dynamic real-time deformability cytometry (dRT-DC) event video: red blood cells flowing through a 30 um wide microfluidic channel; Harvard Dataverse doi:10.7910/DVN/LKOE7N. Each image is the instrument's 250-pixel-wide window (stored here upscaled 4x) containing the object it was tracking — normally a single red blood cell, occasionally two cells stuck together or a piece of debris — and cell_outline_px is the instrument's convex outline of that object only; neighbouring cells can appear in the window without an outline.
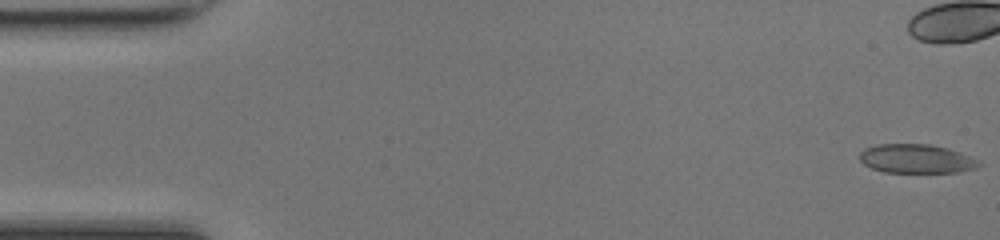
{"species": "common noctule bat (a hibernating species)", "species_latin": "Nyctalus noctula", "temperature_condition": "room temperature", "stored_images_in_passage": 49, "camera_frame_rate_fps": 3000, "um_per_image_px": 0.085, "animal": {"sex": "female", "body_mass_g": 17.0, "forearm_length_mm": 48.0}, "frame": {"image": 1, "passage_image": 1, "time_ms": 0.0, "image_size_px": [1000, 240], "cell_outline_px": [[984, 164], [976, 168], [960, 172], [884, 172], [872, 168], [864, 164], [860, 160], [860, 152], [864, 148], [876, 144], [928, 144], [948, 148], [960, 152], [980, 160]], "centroid_in_image_um": [77.92, 13.49], "position_along_channel_um": 7.1, "area_um2": 20.29}, "authors_computed_cell_mechanics": {"area_um2": 20.1722, "velocity_mm_per_s": 4.302, "shape_relaxation_time_tau1_ms": 10.184, "shape_relaxation_time_tau2_ms": 1.3438, "deformation_change_tau1": 0.233, "deformation_change_tau2": 0.0762}}